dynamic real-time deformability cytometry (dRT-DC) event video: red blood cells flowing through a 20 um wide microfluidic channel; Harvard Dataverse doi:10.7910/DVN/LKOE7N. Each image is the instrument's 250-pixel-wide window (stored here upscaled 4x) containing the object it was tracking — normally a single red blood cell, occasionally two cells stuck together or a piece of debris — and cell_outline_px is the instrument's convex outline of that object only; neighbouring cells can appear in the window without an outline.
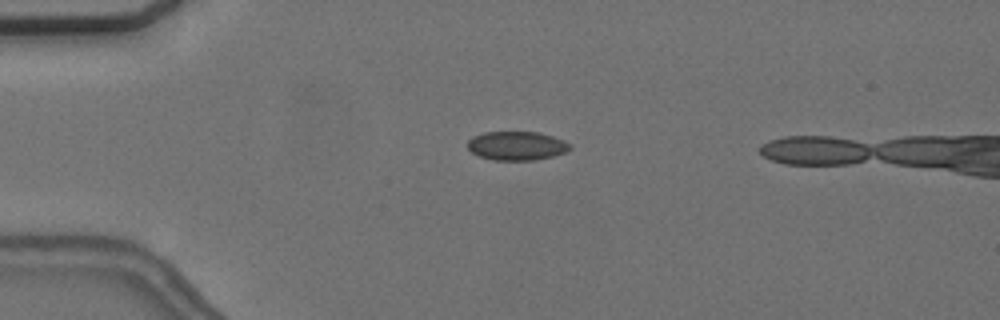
{"species": "common noctule bat (a hibernating species)", "species_latin": "Nyctalus noctula", "temperature_condition": "cold", "stored_images_in_passage": 6, "camera_frame_rate_fps": 3000, "um_per_image_px": 0.085, "animal": {"sex": "female", "body_mass_g": 24.6, "forearm_length_mm": 56.2}, "frame": {"image": 1, "passage_image": 4, "time_ms": 3.667, "image_size_px": [1000, 320], "cell_outline_px": [[572, 148], [564, 152], [552, 156], [536, 160], [492, 160], [480, 156], [472, 152], [468, 148], [468, 140], [472, 136], [484, 132], [540, 132], [564, 140], [572, 144]], "centroid_in_image_um": [43.93, 12.38], "position_along_channel_um": 41.1, "area_um2": 17.28}}